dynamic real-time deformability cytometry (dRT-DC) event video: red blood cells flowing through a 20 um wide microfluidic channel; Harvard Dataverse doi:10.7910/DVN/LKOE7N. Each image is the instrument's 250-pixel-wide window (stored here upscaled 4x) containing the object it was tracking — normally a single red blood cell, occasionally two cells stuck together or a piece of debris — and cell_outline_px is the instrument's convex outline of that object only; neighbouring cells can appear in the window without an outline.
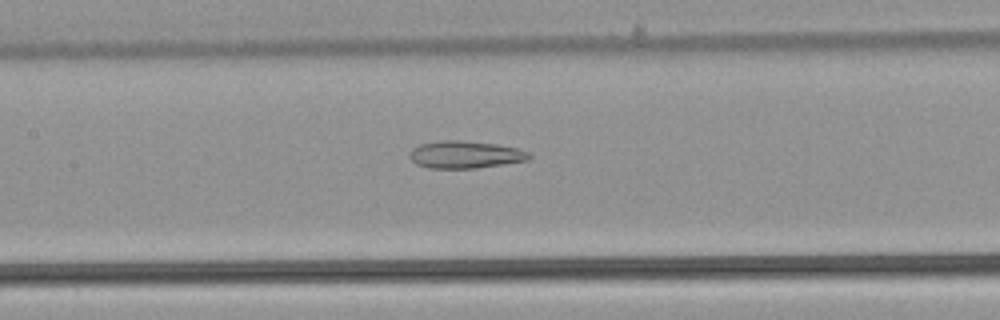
{"species": "common noctule bat (a hibernating species)", "species_latin": "Nyctalus noctula", "temperature_condition": "warm", "stored_images_in_passage": 37, "camera_frame_rate_fps": 3000, "um_per_image_px": 0.085, "animal": {"sex": "male", "body_mass_g": 21.5, "forearm_length_mm": 52.0}, "frame": {"image": 1, "passage_image": 10, "time_ms": 3.0, "image_size_px": [1000, 320], "cell_outline_px": [[532, 156], [528, 160], [504, 164], [476, 168], [428, 168], [416, 164], [408, 156], [412, 148], [420, 144], [440, 140], [460, 140], [496, 144], [516, 148], [528, 152]], "centroid_in_image_um": [39.51, 13.14], "position_along_channel_um": 167.9, "area_um2": 19.07}}
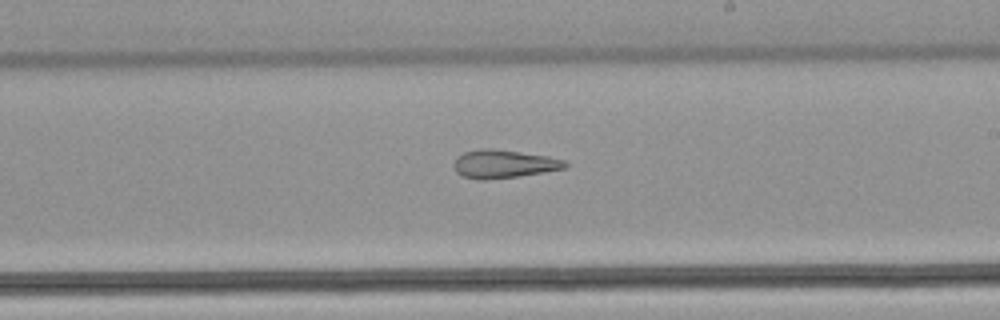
{"frame": {"image": 2, "passage_image": 16, "time_ms": 5.0, "image_size_px": [1000, 320], "cell_outline_px": [[568, 164], [564, 168], [544, 172], [516, 176], [464, 176], [456, 172], [452, 164], [456, 156], [464, 152], [484, 148], [492, 148], [548, 156], [564, 160]], "centroid_in_image_um": [42.83, 13.87], "position_along_channel_um": 246.2, "area_um2": 17.4}}
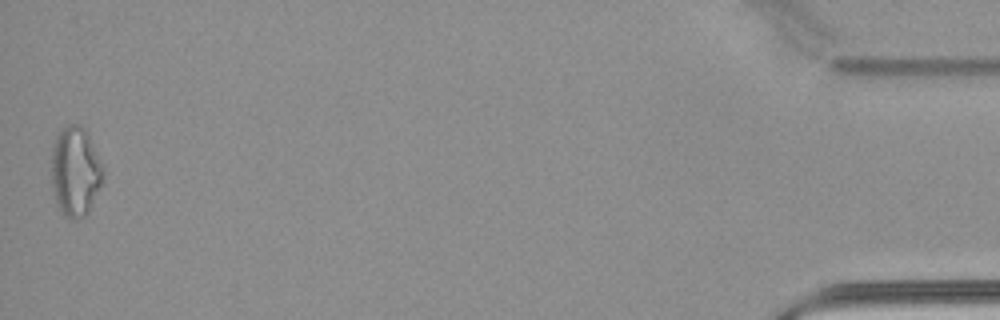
{"frame": {"image": 3, "passage_image": 37, "time_ms": 12.0, "image_size_px": [1000, 320], "cell_outline_px": [[104, 168], [100, 184], [88, 212], [84, 216], [76, 220], [72, 220], [64, 216], [60, 212], [56, 204], [52, 188], [52, 148], [56, 136], [68, 124], [80, 124], [88, 132]], "centroid_in_image_um": [6.39, 14.58], "position_along_channel_um": 428.8, "area_um2": 26.99}, "authors_computed_cell_mechanics": {"area_um2": 19.5364, "velocity_mm_per_s": 3.925, "shape_relaxation_time_tau1_ms": null, "shape_relaxation_time_tau2_ms": 5.8279, "deformation_change_tau1": null, "deformation_change_tau2": 0.1895}}